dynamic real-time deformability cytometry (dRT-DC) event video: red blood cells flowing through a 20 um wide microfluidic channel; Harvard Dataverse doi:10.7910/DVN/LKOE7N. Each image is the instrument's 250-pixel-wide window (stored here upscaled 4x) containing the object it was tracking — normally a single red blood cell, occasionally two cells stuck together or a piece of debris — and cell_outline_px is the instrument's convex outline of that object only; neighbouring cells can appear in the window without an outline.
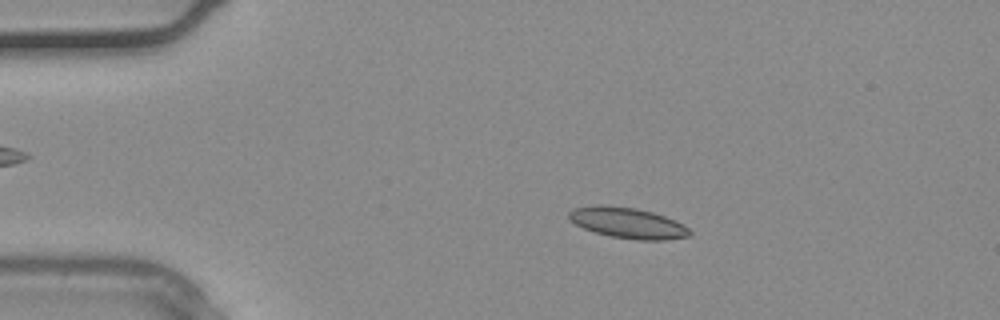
{"species": "common noctule bat (a hibernating species)", "species_latin": "Nyctalus noctula", "temperature_condition": "warm", "stored_images_in_passage": 2, "camera_frame_rate_fps": 3000, "um_per_image_px": 0.085, "animal": {"sex": "male", "body_mass_g": 20.4}, "frame": {"image": 1, "passage_image": 1, "time_ms": 0.0, "image_size_px": [1000, 320], "cell_outline_px": [[692, 232], [688, 236], [664, 240], [636, 240], [612, 236], [596, 232], [584, 228], [576, 224], [568, 216], [568, 212], [572, 208], [596, 204], [600, 204], [636, 208], [652, 212], [676, 220], [688, 228]], "centroid_in_image_um": [53.35, 18.93], "position_along_channel_um": 31.7, "area_um2": 21.56}}